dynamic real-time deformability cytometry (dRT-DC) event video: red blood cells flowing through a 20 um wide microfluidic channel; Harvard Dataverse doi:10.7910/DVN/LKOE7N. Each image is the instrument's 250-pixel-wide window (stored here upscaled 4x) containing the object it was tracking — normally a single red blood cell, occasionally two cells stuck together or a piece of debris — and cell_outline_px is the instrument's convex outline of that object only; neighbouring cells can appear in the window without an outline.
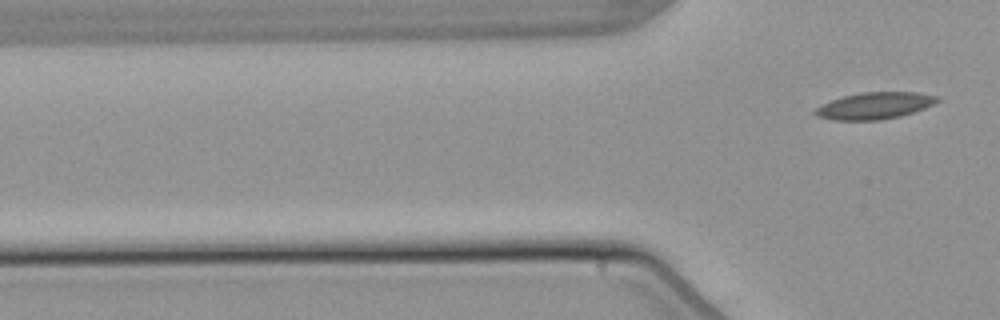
{"species": "common noctule bat (a hibernating species)", "species_latin": "Nyctalus noctula", "temperature_condition": "warm", "stored_images_in_passage": 7, "camera_frame_rate_fps": 3000, "um_per_image_px": 0.085, "animal": {"sex": "male", "body_mass_g": 21.5, "forearm_length_mm": 52.0}, "frame": {"image": 1, "passage_image": 7, "time_ms": 7.667, "image_size_px": [1000, 320], "cell_outline_px": [[940, 100], [924, 108], [900, 116], [880, 120], [832, 120], [816, 116], [812, 112], [816, 108], [832, 100], [844, 96], [860, 92], [916, 92], [940, 96]], "centroid_in_image_um": [74.34, 8.98], "position_along_channel_um": 51.5, "area_um2": 18.96}}